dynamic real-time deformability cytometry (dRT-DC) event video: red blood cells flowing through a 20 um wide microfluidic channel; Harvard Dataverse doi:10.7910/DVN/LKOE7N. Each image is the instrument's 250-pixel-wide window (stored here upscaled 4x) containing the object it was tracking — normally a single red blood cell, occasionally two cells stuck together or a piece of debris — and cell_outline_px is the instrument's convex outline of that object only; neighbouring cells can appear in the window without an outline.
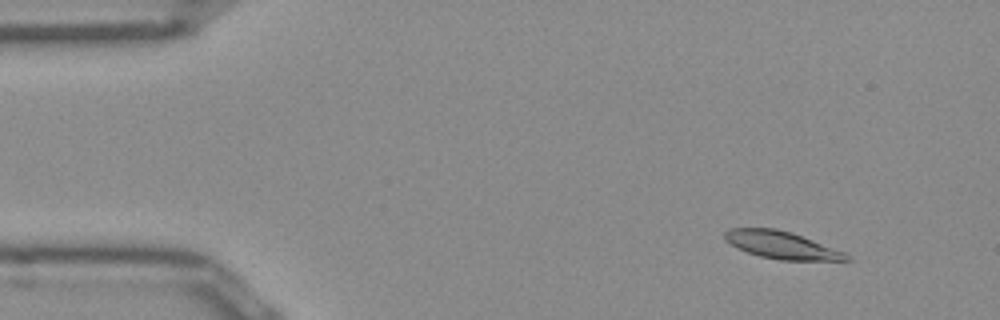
{"species": "Egyptian fruit bat (a non-hibernating species)", "species_latin": "Rousettus aegyptiacus", "temperature_condition": "room temperature", "stored_images_in_passage": 52, "camera_frame_rate_fps": 3000, "um_per_image_px": 0.085, "frame": {"image": 1, "passage_image": 6, "time_ms": 1.667, "image_size_px": [1000, 320], "cell_outline_px": [[852, 260], [780, 260], [760, 256], [736, 248], [724, 240], [724, 232], [728, 228], [776, 228], [792, 232], [844, 252]], "centroid_in_image_um": [66.37, 20.82], "position_along_channel_um": 18.6, "area_um2": 19.36}}
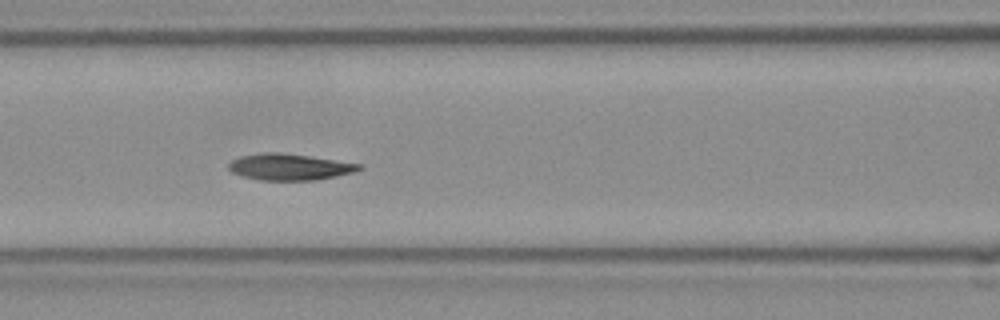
{"frame": {"image": 2, "passage_image": 22, "time_ms": 7.0, "image_size_px": [1000, 320], "cell_outline_px": [[364, 168], [352, 172], [336, 176], [316, 180], [260, 180], [244, 176], [232, 172], [228, 168], [228, 164], [232, 160], [240, 156], [264, 152], [280, 152], [364, 164]], "centroid_in_image_um": [24.62, 14.18], "position_along_channel_um": 142.0, "area_um2": 20.0}}
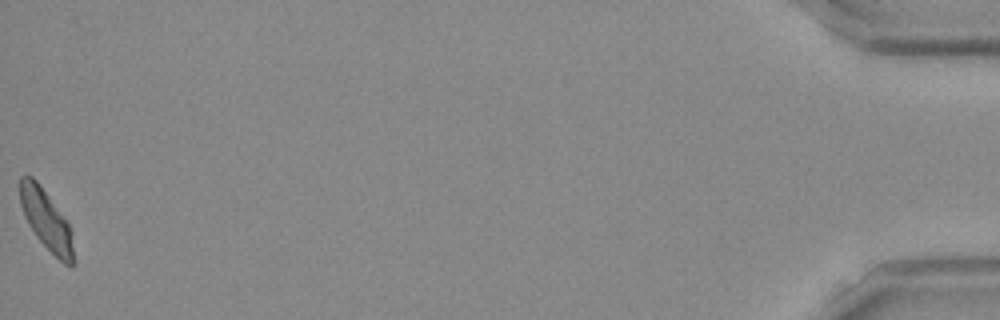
{"frame": {"image": 3, "passage_image": 52, "time_ms": 17.0, "image_size_px": [1000, 320], "cell_outline_px": [[72, 268], [64, 264], [36, 236], [28, 224], [24, 216], [20, 204], [20, 176], [32, 176], [36, 180], [68, 224], [72, 232]], "centroid_in_image_um": [3.9, 18.69], "position_along_channel_um": 431.3, "area_um2": 17.98}, "authors_computed_cell_mechanics": {"area_um2": 19.8832, "velocity_mm_per_s": 3.9374, "shape_relaxation_time_tau1_ms": 3.1887, "shape_relaxation_time_tau2_ms": 2.9344, "deformation_change_tau1": 0.1354, "deformation_change_tau2": 0.0695}}